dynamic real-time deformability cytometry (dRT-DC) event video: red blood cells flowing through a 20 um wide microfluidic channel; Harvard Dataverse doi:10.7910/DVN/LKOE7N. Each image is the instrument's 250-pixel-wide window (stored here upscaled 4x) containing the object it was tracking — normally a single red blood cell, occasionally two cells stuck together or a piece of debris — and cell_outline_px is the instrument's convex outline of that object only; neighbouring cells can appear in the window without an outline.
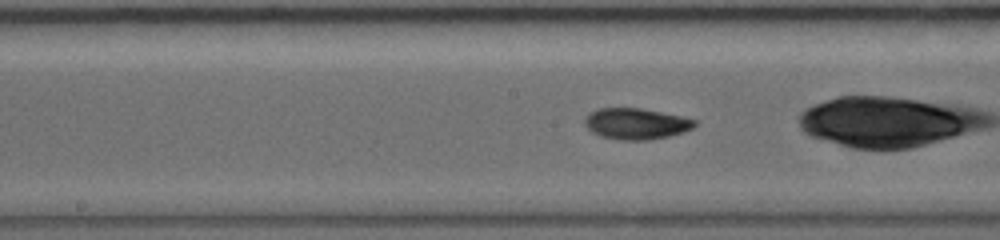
{"species": "common noctule bat (a hibernating species)", "species_latin": "Nyctalus noctula", "temperature_condition": "warm", "stored_images_in_passage": 30, "camera_frame_rate_fps": 5000, "um_per_image_px": 0.085, "animal": {"sex": "female", "body_mass_g": 19.0, "forearm_length_mm": 56.7}, "frame": {"image": 1, "passage_image": 9, "time_ms": 3.2, "image_size_px": [1000, 240], "cell_outline_px": [[696, 124], [692, 128], [684, 132], [668, 136], [648, 140], [624, 140], [600, 136], [592, 132], [584, 124], [584, 116], [588, 112], [600, 108], [640, 108], [680, 116], [696, 120]], "centroid_in_image_um": [54.02, 10.51], "position_along_channel_um": 194.2, "area_um2": 19.88}}